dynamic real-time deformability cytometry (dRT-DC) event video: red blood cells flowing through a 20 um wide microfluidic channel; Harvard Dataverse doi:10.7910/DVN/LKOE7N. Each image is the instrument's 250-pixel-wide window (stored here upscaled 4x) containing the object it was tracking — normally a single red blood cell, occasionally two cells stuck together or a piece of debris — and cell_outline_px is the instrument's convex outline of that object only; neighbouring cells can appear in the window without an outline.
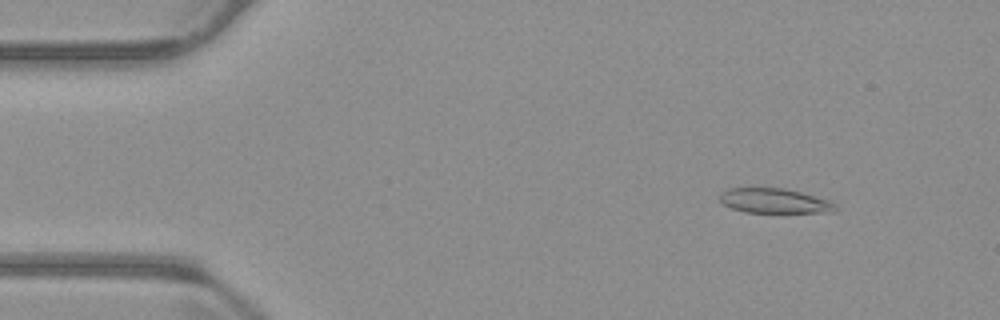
{"species": "common noctule bat (a hibernating species)", "species_latin": "Nyctalus noctula", "temperature_condition": "warm", "stored_images_in_passage": 55, "camera_frame_rate_fps": 3000, "um_per_image_px": 0.085, "animal": {"sex": "male", "body_mass_g": 23.1, "forearm_length_mm": 52.7}, "frame": {"image": 1, "passage_image": 6, "time_ms": 1.667, "image_size_px": [1000, 320], "cell_outline_px": [[840, 208], [836, 212], [744, 212], [732, 208], [724, 204], [720, 200], [720, 192], [728, 188], [784, 188], [800, 192], [828, 200], [836, 204]], "centroid_in_image_um": [65.85, 17.07], "position_along_channel_um": 19.2, "area_um2": 16.65}}
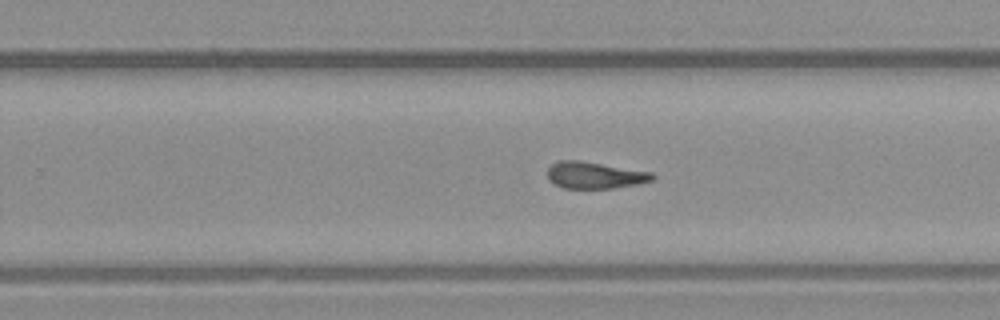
{"frame": {"image": 2, "passage_image": 34, "time_ms": 11.0, "image_size_px": [1000, 320], "cell_outline_px": [[656, 176], [652, 180], [636, 184], [612, 188], [564, 188], [548, 180], [548, 168], [556, 160], [580, 160], [652, 172]], "centroid_in_image_um": [50.54, 14.88], "position_along_channel_um": 279.3, "area_um2": 16.3}}
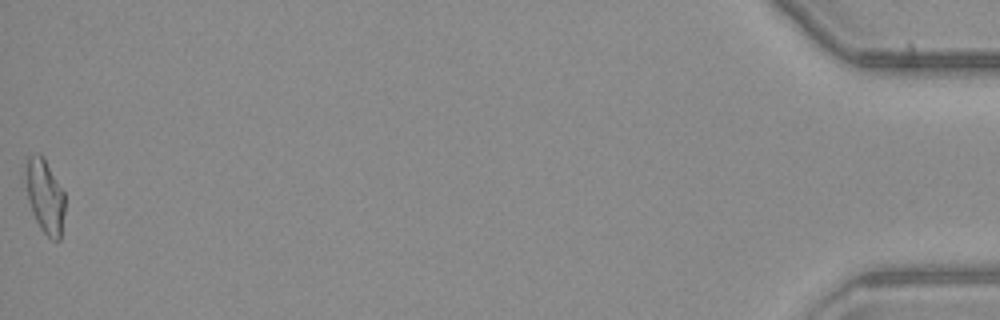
{"frame": {"image": 3, "passage_image": 55, "time_ms": 18.0, "image_size_px": [1000, 320], "cell_outline_px": [[64, 212], [60, 240], [52, 240], [40, 228], [32, 212], [28, 200], [28, 156], [36, 152], [40, 152], [44, 156], [64, 192]], "centroid_in_image_um": [3.86, 16.68], "position_along_channel_um": 431.3, "area_um2": 16.47}, "authors_computed_cell_mechanics": {"area_um2": 16.8776, "velocity_mm_per_s": 3.7255, "shape_relaxation_time_tau1_ms": 9.5786, "shape_relaxation_time_tau2_ms": 3.8698, "deformation_change_tau1": 0.2756, "deformation_change_tau2": 0.1352}}